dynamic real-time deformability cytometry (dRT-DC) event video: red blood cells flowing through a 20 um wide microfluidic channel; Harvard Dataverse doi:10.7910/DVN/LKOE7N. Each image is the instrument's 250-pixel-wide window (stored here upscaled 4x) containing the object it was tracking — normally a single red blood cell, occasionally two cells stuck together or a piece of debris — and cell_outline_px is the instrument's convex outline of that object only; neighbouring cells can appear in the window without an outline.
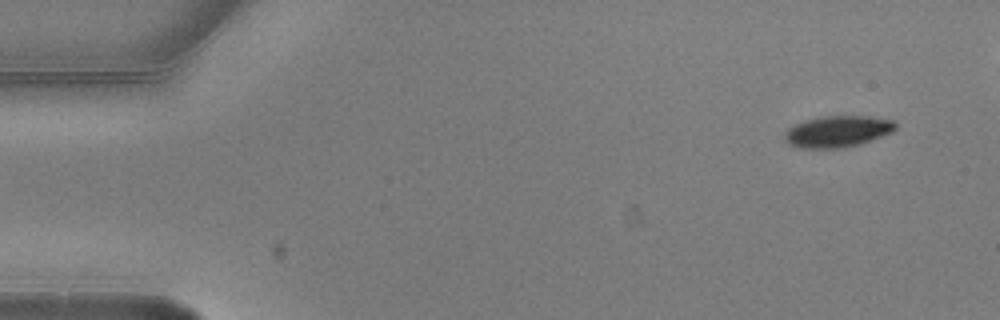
{"species": "common noctule bat (a hibernating species)", "species_latin": "Nyctalus noctula", "temperature_condition": "warm", "stored_images_in_passage": 5, "camera_frame_rate_fps": 3000, "um_per_image_px": 0.085, "animal": {"sex": "male", "body_mass_g": 20.5, "forearm_length_mm": 52.5}, "frame": {"image": 1, "passage_image": 1, "time_ms": 0.0, "image_size_px": [1000, 320], "cell_outline_px": [[896, 128], [892, 132], [860, 144], [840, 148], [800, 148], [788, 144], [784, 140], [784, 132], [788, 128], [804, 120], [824, 116], [868, 116], [892, 120], [896, 124]], "centroid_in_image_um": [71.16, 11.18], "position_along_channel_um": 13.8, "area_um2": 20.29}}